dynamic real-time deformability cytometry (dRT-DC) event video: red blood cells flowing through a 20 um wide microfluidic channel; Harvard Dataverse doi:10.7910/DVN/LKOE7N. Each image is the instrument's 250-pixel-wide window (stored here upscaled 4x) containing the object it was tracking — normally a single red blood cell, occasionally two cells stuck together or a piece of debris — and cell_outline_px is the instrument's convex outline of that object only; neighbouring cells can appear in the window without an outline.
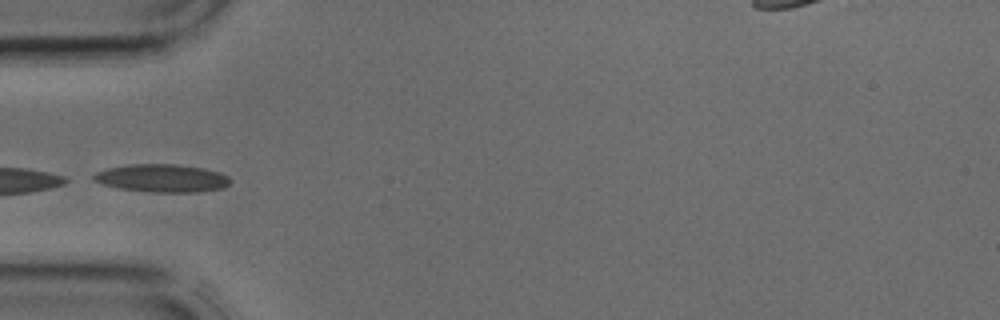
{"species": "common noctule bat (a hibernating species)", "species_latin": "Nyctalus noctula", "temperature_condition": "cold", "stored_images_in_passage": 4, "camera_frame_rate_fps": 3000, "um_per_image_px": 0.085, "animal": {"sex": "male", "body_mass_g": 17.9, "forearm_length_mm": 54.2}, "frame": {"image": 1, "passage_image": 4, "time_ms": 1.0, "image_size_px": [1000, 320], "cell_outline_px": [[228, 184], [224, 188], [196, 192], [152, 192], [120, 188], [100, 184], [92, 180], [92, 176], [96, 172], [104, 168], [128, 164], [176, 164], [204, 168], [220, 172], [228, 176]], "centroid_in_image_um": [13.72, 15.13], "position_along_channel_um": 71.3, "area_um2": 22.37}}